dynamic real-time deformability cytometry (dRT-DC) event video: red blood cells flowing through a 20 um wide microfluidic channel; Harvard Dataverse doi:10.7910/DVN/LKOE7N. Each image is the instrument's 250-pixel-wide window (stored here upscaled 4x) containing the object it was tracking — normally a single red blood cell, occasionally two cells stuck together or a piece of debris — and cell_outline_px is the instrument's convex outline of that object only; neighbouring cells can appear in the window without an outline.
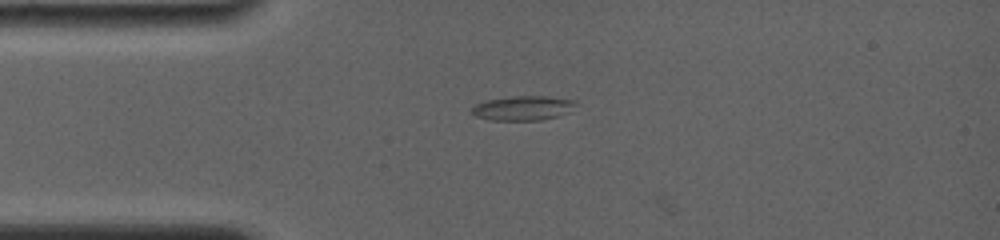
{"species": "common noctule bat (a hibernating species)", "species_latin": "Nyctalus noctula", "temperature_condition": "room temperature", "stored_images_in_passage": 10, "camera_frame_rate_fps": 4000, "um_per_image_px": 0.085, "animal": {"sex": "female", "body_mass_g": 19.0, "forearm_length_mm": 56.7}, "frame": {"image": 1, "passage_image": 1, "time_ms": 0.0, "image_size_px": [1000, 240], "cell_outline_px": [[580, 104], [568, 112], [560, 116], [540, 120], [488, 120], [476, 116], [472, 112], [472, 108], [476, 104], [488, 100], [512, 96], [548, 96], [576, 100]], "centroid_in_image_um": [44.53, 9.18], "position_along_channel_um": 40.5, "area_um2": 14.97}}
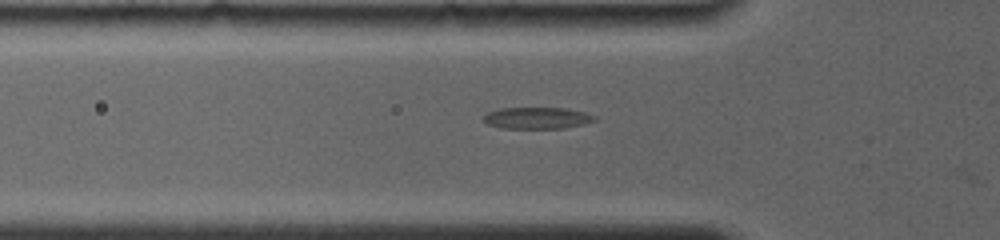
{"frame": {"image": 2, "passage_image": 6, "time_ms": 1.5, "image_size_px": [1000, 240], "cell_outline_px": [[596, 120], [584, 124], [564, 128], [500, 128], [488, 124], [484, 120], [484, 116], [488, 112], [500, 108], [564, 108], [584, 112], [596, 116]], "centroid_in_image_um": [45.66, 10.03], "position_along_channel_um": 80.1, "area_um2": 13.87}}
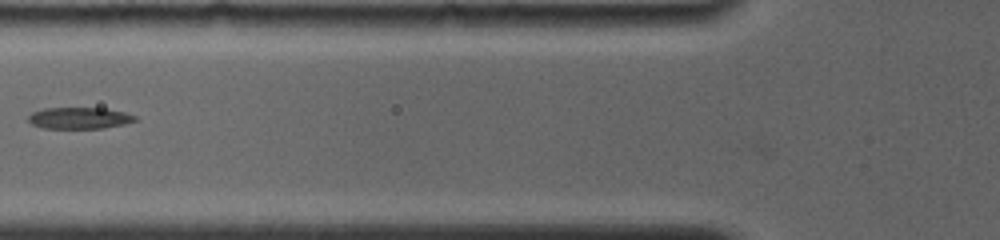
{"frame": {"image": 3, "passage_image": 8, "time_ms": 2.5, "image_size_px": [1000, 240], "cell_outline_px": [[136, 120], [124, 124], [104, 128], [44, 128], [32, 124], [28, 120], [28, 116], [32, 112], [44, 108], [104, 108], [124, 112], [136, 116]], "centroid_in_image_um": [6.73, 10.03], "position_along_channel_um": 119.1, "area_um2": 13.29}}